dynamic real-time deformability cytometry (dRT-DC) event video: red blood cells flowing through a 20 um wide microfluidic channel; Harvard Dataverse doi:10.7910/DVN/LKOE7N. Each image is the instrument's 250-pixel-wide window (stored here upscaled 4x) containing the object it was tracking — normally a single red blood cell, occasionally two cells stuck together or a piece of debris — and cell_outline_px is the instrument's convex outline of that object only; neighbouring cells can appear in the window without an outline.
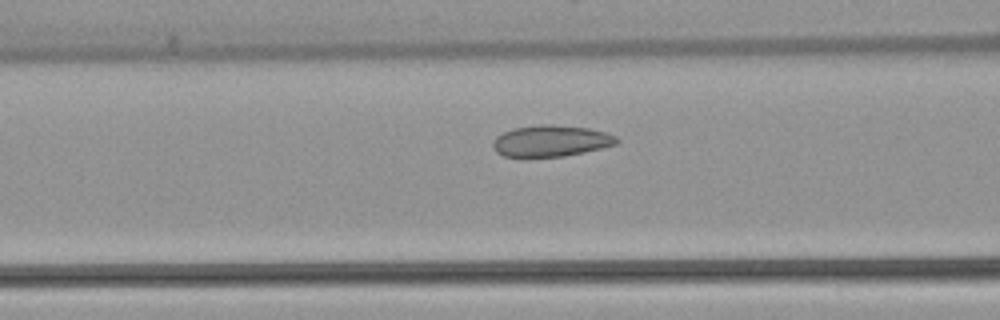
{"species": "common noctule bat (a hibernating species)", "species_latin": "Nyctalus noctula", "temperature_condition": "warm", "stored_images_in_passage": 33, "camera_frame_rate_fps": 3000, "um_per_image_px": 0.085, "animal": {"sex": "female", "body_mass_g": 22.7, "forearm_length_mm": 54.2}, "frame": {"image": 1, "passage_image": 11, "time_ms": 3.333, "image_size_px": [1000, 320], "cell_outline_px": [[620, 140], [616, 144], [584, 152], [564, 156], [504, 156], [496, 152], [492, 148], [492, 144], [496, 136], [512, 128], [544, 124], [552, 124], [588, 128], [604, 132], [616, 136]], "centroid_in_image_um": [46.81, 11.97], "position_along_channel_um": 119.8, "area_um2": 22.43}}
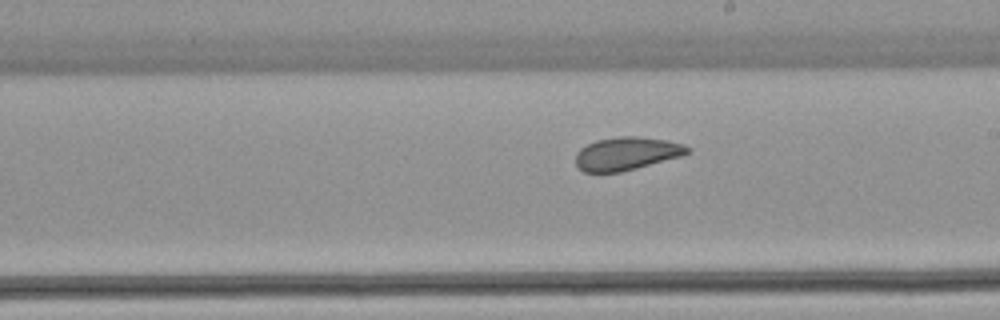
{"frame": {"image": 2, "passage_image": 20, "time_ms": 6.333, "image_size_px": [1000, 320], "cell_outline_px": [[692, 148], [688, 152], [680, 156], [636, 168], [620, 172], [584, 172], [576, 164], [576, 152], [580, 148], [596, 140], [620, 136], [636, 136], [668, 140], [684, 144]], "centroid_in_image_um": [53.26, 13.04], "position_along_channel_um": 235.7, "area_um2": 21.44}}
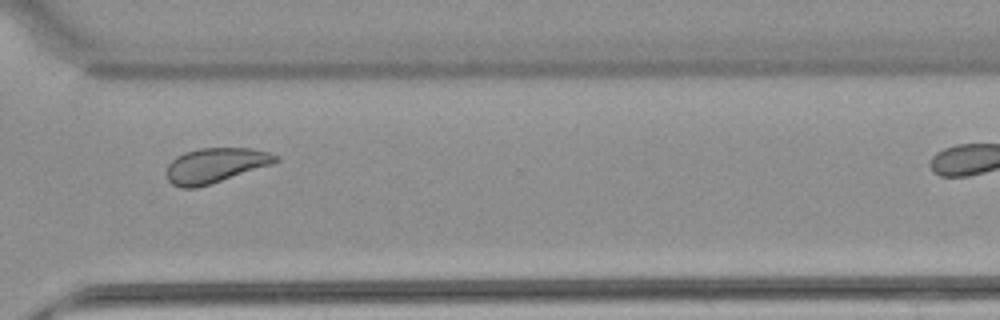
{"frame": {"image": 3, "passage_image": 29, "time_ms": 9.333, "image_size_px": [1000, 320], "cell_outline_px": [[280, 160], [272, 164], [196, 188], [180, 188], [172, 184], [168, 180], [168, 164], [176, 156], [184, 152], [200, 148], [252, 148], [268, 152], [280, 156]], "centroid_in_image_um": [18.31, 14.04], "position_along_channel_um": 352.3, "area_um2": 21.96}}